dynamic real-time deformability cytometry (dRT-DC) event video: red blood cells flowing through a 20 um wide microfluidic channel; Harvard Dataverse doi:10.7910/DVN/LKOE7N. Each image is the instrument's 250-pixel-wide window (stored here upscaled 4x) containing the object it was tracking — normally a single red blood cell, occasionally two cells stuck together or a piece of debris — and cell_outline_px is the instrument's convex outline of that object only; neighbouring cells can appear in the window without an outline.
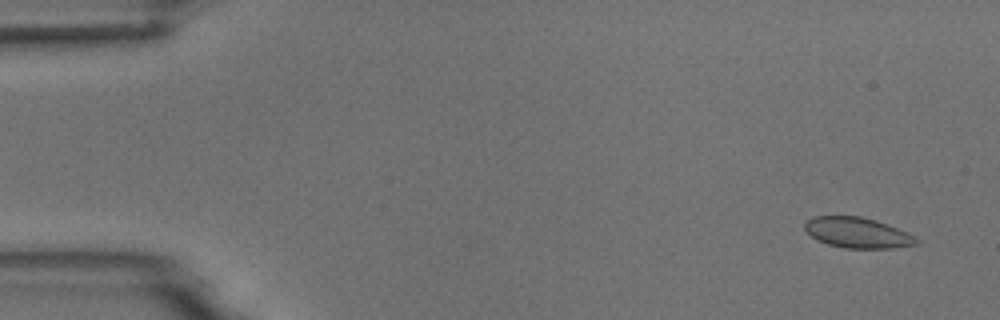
{"species": "common noctule bat (a hibernating species)", "species_latin": "Nyctalus noctula", "temperature_condition": "room temperature", "stored_images_in_passage": 8, "camera_frame_rate_fps": 3000, "um_per_image_px": 0.085, "animal": {"sex": "male", "body_mass_g": 18.8}, "frame": {"image": 1, "passage_image": 1, "time_ms": 0.0, "image_size_px": [1000, 320], "cell_outline_px": [[920, 244], [896, 248], [844, 248], [828, 244], [812, 236], [804, 228], [804, 224], [812, 216], [860, 216], [876, 220], [888, 224], [916, 236], [920, 240]], "centroid_in_image_um": [72.95, 19.78], "position_along_channel_um": 12.0, "area_um2": 19.94}}
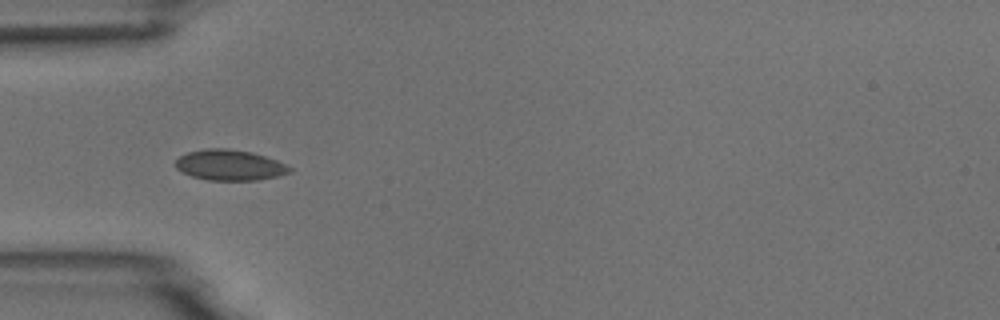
{"frame": {"image": 2, "passage_image": 5, "time_ms": 4.667, "image_size_px": [1000, 320], "cell_outline_px": [[292, 172], [276, 176], [256, 180], [208, 180], [192, 176], [176, 168], [176, 160], [180, 156], [188, 152], [208, 148], [228, 148], [252, 152], [276, 160], [292, 168]], "centroid_in_image_um": [19.53, 14.03], "position_along_channel_um": 65.5, "area_um2": 20.17}}